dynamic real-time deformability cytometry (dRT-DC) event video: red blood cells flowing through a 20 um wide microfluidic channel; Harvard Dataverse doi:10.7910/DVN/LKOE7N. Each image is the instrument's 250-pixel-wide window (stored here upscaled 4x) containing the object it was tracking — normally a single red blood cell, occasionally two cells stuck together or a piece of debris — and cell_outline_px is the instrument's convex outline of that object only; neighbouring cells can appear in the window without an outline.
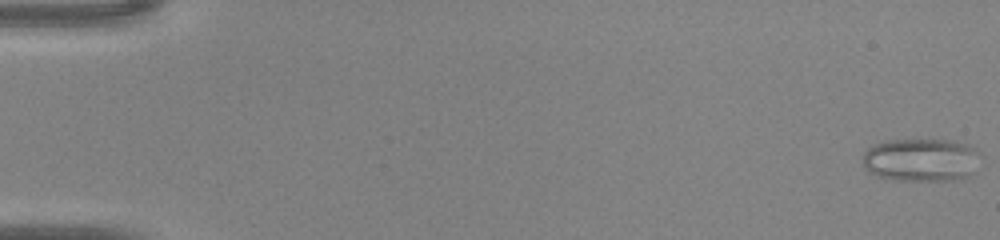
{"species": "common noctule bat (a hibernating species)", "species_latin": "Nyctalus noctula", "temperature_condition": "warm", "stored_images_in_passage": 45, "camera_frame_rate_fps": 3000, "um_per_image_px": 0.085, "animal": {"sex": "male", "body_mass_g": 20.0, "forearm_length_mm": 53.3}, "frame": {"image": 1, "passage_image": 1, "time_ms": 0.0, "image_size_px": [1000, 240], "cell_outline_px": [[984, 156], [972, 172], [968, 176], [960, 180], [896, 180], [876, 176], [864, 168], [864, 152], [868, 148], [876, 144], [888, 140], [952, 140], [968, 144], [976, 148]], "centroid_in_image_um": [78.37, 13.59], "position_along_channel_um": 6.6, "area_um2": 29.94}}
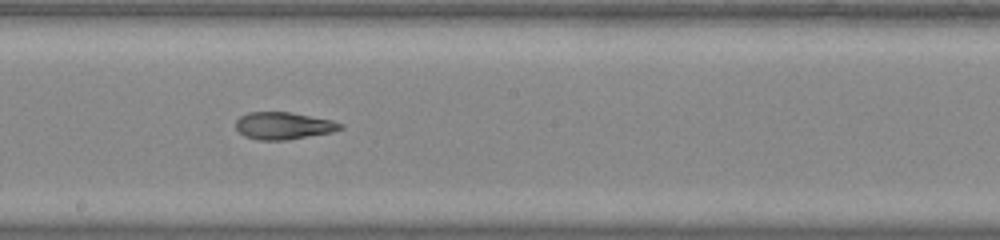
{"frame": {"image": 2, "passage_image": 26, "time_ms": 8.333, "image_size_px": [1000, 240], "cell_outline_px": [[344, 128], [332, 132], [288, 140], [256, 140], [244, 136], [236, 128], [236, 120], [240, 116], [248, 112], [292, 112], [332, 120], [344, 124]], "centroid_in_image_um": [24.11, 10.69], "position_along_channel_um": 224.1, "area_um2": 16.76}}
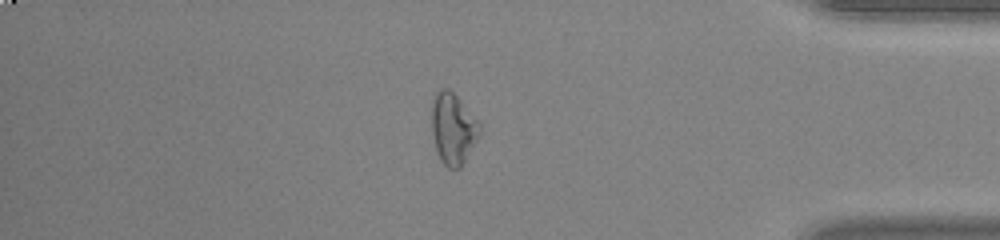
{"frame": {"image": 3, "passage_image": 39, "time_ms": 12.667, "image_size_px": [1000, 240], "cell_outline_px": [[480, 132], [460, 168], [448, 168], [440, 160], [436, 148], [432, 132], [432, 100], [436, 92], [440, 88], [448, 88], [456, 96], [480, 124]], "centroid_in_image_um": [38.47, 10.92], "position_along_channel_um": 396.7, "area_um2": 19.36}}